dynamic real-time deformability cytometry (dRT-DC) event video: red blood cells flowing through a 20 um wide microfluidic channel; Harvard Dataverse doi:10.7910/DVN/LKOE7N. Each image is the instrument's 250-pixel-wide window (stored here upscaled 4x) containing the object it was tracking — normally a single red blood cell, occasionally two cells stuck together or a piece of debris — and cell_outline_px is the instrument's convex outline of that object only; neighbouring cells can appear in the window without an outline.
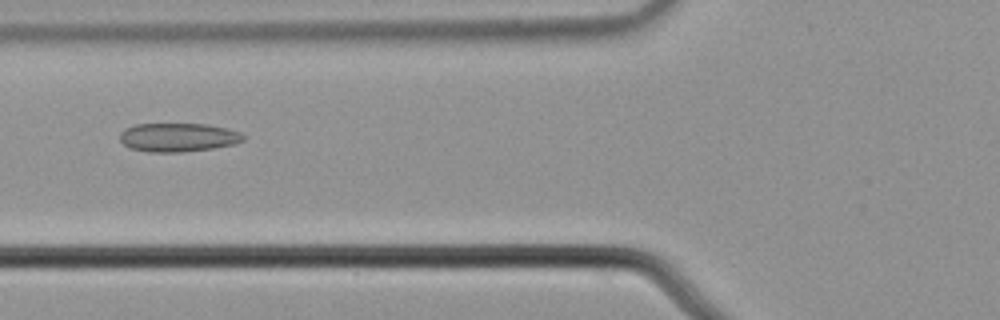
{"species": "common noctule bat (a hibernating species)", "species_latin": "Nyctalus noctula", "temperature_condition": "cold", "stored_images_in_passage": 8, "camera_frame_rate_fps": 3000, "um_per_image_px": 0.085, "animal": {"sex": "male", "body_mass_g": 21.5, "forearm_length_mm": 52.0}, "frame": {"image": 1, "passage_image": 4, "time_ms": 1.0, "image_size_px": [1000, 320], "cell_outline_px": [[248, 136], [244, 140], [236, 144], [212, 148], [180, 152], [148, 152], [132, 148], [124, 144], [120, 140], [120, 132], [124, 128], [136, 124], [208, 124], [228, 128], [240, 132]], "centroid_in_image_um": [15.18, 11.67], "position_along_channel_um": 110.6, "area_um2": 20.81}}
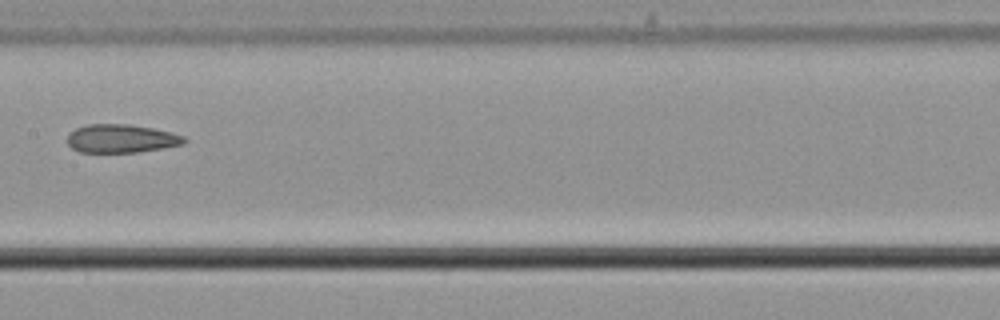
{"frame": {"image": 2, "passage_image": 6, "time_ms": 1.667, "image_size_px": [1000, 320], "cell_outline_px": [[188, 140], [184, 144], [164, 148], [136, 152], [80, 152], [72, 148], [68, 144], [68, 132], [76, 128], [88, 124], [128, 124], [152, 128], [184, 136]], "centroid_in_image_um": [10.3, 11.78], "position_along_channel_um": 197.1, "area_um2": 19.31}}
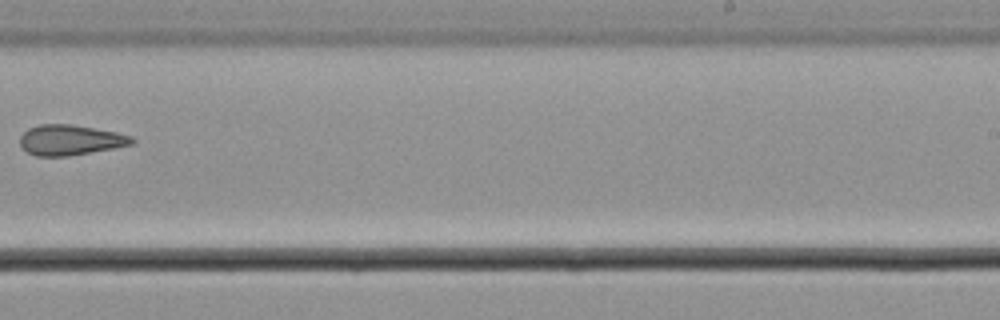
{"frame": {"image": 3, "passage_image": 8, "time_ms": 2.333, "image_size_px": [1000, 320], "cell_outline_px": [[136, 140], [132, 144], [112, 148], [68, 156], [36, 156], [20, 148], [20, 136], [28, 128], [40, 124], [68, 124], [116, 132], [132, 136]], "centroid_in_image_um": [5.93, 11.9], "position_along_channel_um": 283.1, "area_um2": 19.65}}